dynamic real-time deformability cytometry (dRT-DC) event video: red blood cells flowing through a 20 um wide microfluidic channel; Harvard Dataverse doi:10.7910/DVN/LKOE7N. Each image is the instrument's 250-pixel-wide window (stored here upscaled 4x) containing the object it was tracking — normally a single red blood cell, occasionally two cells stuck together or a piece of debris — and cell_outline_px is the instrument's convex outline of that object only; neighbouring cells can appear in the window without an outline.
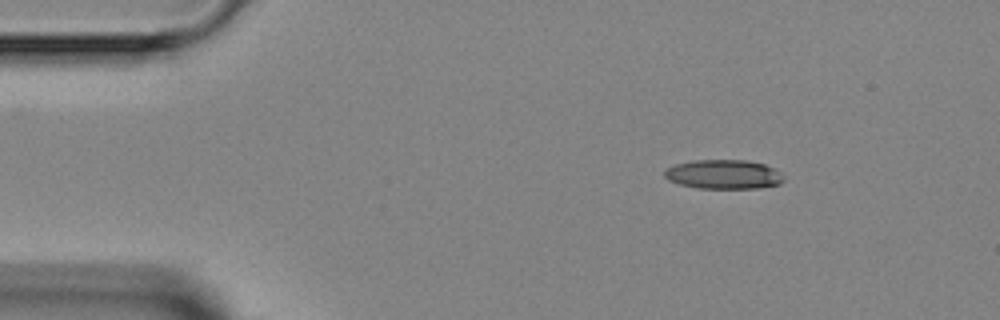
{"species": "Egyptian fruit bat (a non-hibernating species)", "species_latin": "Rousettus aegyptiacus", "temperature_condition": "room temperature", "stored_images_in_passage": 2, "camera_frame_rate_fps": 3000, "um_per_image_px": 0.085, "animal": {"sex": "female"}, "frame": {"image": 1, "passage_image": 1, "time_ms": 0.0, "image_size_px": [1000, 320], "cell_outline_px": [[784, 180], [780, 184], [756, 188], [696, 188], [680, 184], [668, 180], [664, 176], [664, 168], [676, 164], [692, 160], [744, 160], [764, 164], [780, 172], [784, 176]], "centroid_in_image_um": [61.48, 14.82], "position_along_channel_um": 23.5, "area_um2": 20.35}}